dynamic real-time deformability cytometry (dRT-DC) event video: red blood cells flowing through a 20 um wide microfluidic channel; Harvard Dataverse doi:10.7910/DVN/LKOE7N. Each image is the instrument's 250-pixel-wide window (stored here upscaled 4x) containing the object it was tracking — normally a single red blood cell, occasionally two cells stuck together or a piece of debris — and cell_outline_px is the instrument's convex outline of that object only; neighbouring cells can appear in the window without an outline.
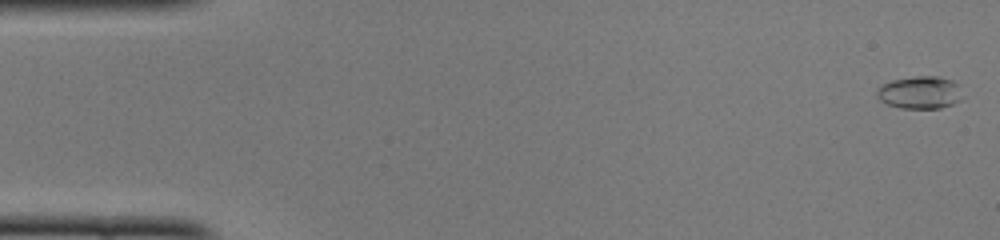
{"species": "common noctule bat (a hibernating species)", "species_latin": "Nyctalus noctula", "temperature_condition": "cold", "stored_images_in_passage": 49, "camera_frame_rate_fps": 3000, "um_per_image_px": 0.085, "animal": {"sex": "female", "body_mass_g": 22.0, "forearm_length_mm": 56.7}, "frame": {"image": 1, "passage_image": 1, "time_ms": 0.0, "image_size_px": [1000, 240], "cell_outline_px": [[964, 96], [960, 100], [952, 104], [940, 108], [900, 108], [888, 104], [880, 100], [876, 96], [876, 88], [880, 84], [892, 80], [912, 76], [940, 76], [952, 80], [960, 84]], "centroid_in_image_um": [78.21, 7.84], "position_along_channel_um": 6.8, "area_um2": 16.7}}
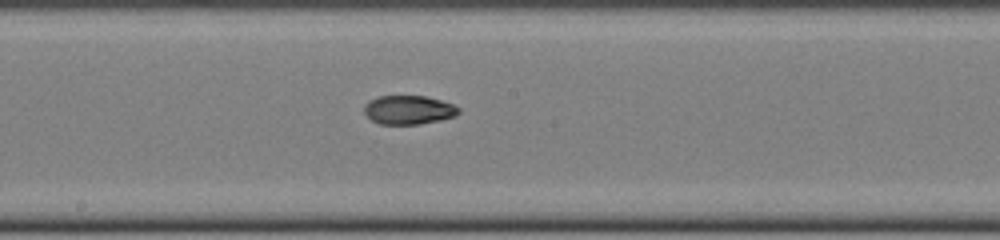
{"frame": {"image": 2, "passage_image": 26, "time_ms": 8.333, "image_size_px": [1000, 240], "cell_outline_px": [[460, 112], [456, 116], [440, 120], [420, 124], [380, 124], [372, 120], [364, 112], [364, 104], [368, 100], [376, 96], [424, 96], [440, 100], [452, 104], [460, 108]], "centroid_in_image_um": [34.72, 9.34], "position_along_channel_um": 213.5, "area_um2": 15.95}}
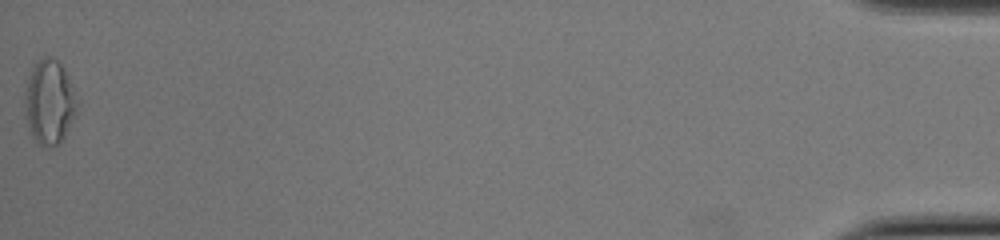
{"frame": {"image": 3, "passage_image": 49, "time_ms": 16.0, "image_size_px": [1000, 240], "cell_outline_px": [[80, 100], [76, 112], [60, 144], [52, 148], [44, 148], [32, 136], [24, 116], [24, 92], [28, 76], [32, 68], [44, 56], [48, 56], [56, 60], [64, 68], [80, 96]], "centroid_in_image_um": [4.22, 8.69], "position_along_channel_um": 431.0, "area_um2": 26.41}, "authors_computed_cell_mechanics": {"area_um2": 16.473, "velocity_mm_per_s": 4.1138, "shape_relaxation_time_tau1_ms": null, "shape_relaxation_time_tau2_ms": 1.7204, "deformation_change_tau1": null, "deformation_change_tau2": 0.0639}}